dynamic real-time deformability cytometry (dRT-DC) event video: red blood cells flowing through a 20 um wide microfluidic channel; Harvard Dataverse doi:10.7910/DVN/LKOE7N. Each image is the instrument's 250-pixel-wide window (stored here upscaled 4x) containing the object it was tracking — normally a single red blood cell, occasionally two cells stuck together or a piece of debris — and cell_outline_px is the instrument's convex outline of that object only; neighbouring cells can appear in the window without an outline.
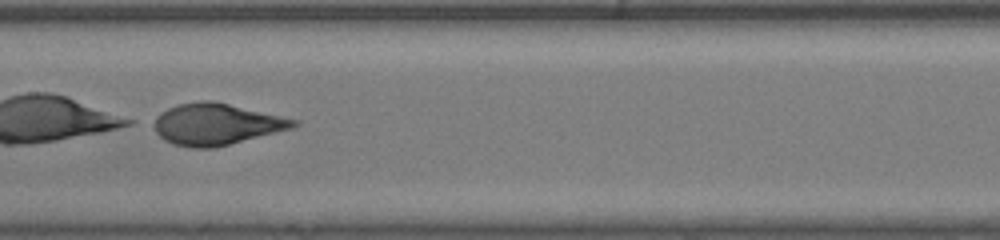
{"species": "human", "species_latin": "Homo sapiens", "temperature_condition": "room temperature", "stored_images_in_passage": 54, "camera_frame_rate_fps": 3000, "um_per_image_px": 0.085, "donor": {"sex": "male"}, "frame": {"image": 1, "passage_image": 35, "time_ms": 11.333, "image_size_px": [1000, 240], "cell_outline_px": [[300, 124], [292, 128], [212, 148], [192, 148], [172, 144], [164, 140], [148, 124], [148, 120], [160, 112], [168, 108], [180, 104], [200, 100], [212, 100], [300, 120]], "centroid_in_image_um": [18.3, 10.54], "position_along_channel_um": 189.1, "area_um2": 34.04}}
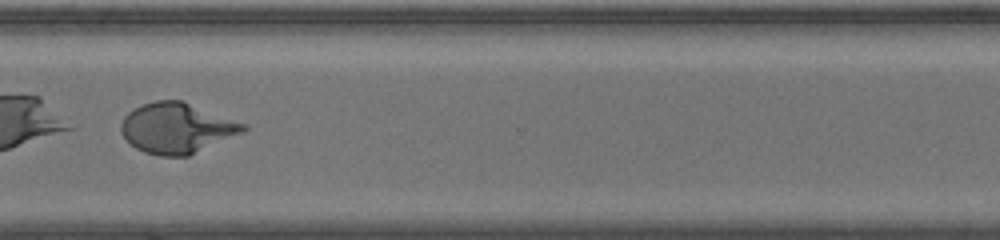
{"frame": {"image": 2, "passage_image": 47, "time_ms": 15.333, "image_size_px": [1000, 240], "cell_outline_px": [[248, 128], [244, 132], [188, 156], [160, 156], [144, 152], [136, 148], [120, 132], [120, 124], [124, 116], [128, 112], [144, 104], [156, 100], [180, 100], [248, 124]], "centroid_in_image_um": [15.05, 10.89], "position_along_channel_um": 355.6, "area_um2": 35.78}}